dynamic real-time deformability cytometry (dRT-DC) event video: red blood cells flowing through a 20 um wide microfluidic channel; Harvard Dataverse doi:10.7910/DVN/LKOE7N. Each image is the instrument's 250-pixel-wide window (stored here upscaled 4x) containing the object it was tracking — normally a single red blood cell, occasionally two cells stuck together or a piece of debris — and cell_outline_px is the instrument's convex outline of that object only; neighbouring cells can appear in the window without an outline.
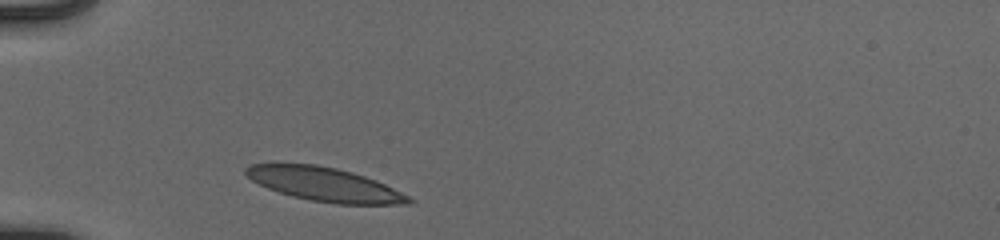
{"species": "human", "species_latin": "Homo sapiens", "temperature_condition": "cold", "stored_images_in_passage": 31, "camera_frame_rate_fps": 3000, "um_per_image_px": 0.085, "donor": {"sex": "male"}, "frame": {"image": 1, "passage_image": 1, "time_ms": 0.0, "image_size_px": [1000, 240], "cell_outline_px": [[416, 200], [408, 204], [336, 204], [312, 200], [292, 196], [268, 188], [252, 180], [244, 172], [244, 168], [252, 164], [316, 164], [336, 168], [352, 172], [376, 180]], "centroid_in_image_um": [27.6, 15.67], "position_along_channel_um": 57.4, "area_um2": 31.67}}
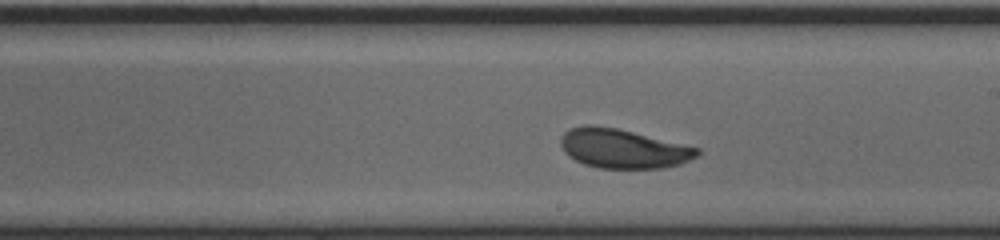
{"frame": {"image": 2, "passage_image": 16, "time_ms": 5.0, "image_size_px": [1000, 240], "cell_outline_px": [[700, 152], [696, 156], [680, 164], [660, 168], [600, 168], [584, 164], [568, 156], [564, 152], [560, 144], [560, 136], [568, 128], [584, 124], [592, 124], [616, 128], [700, 148]], "centroid_in_image_um": [52.9, 12.61], "position_along_channel_um": 236.1, "area_um2": 31.21}}
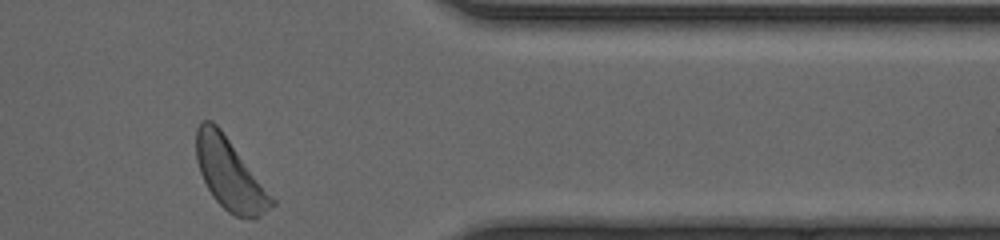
{"frame": {"image": 3, "passage_image": 29, "time_ms": 9.333, "image_size_px": [1000, 240], "cell_outline_px": [[276, 204], [256, 220], [252, 220], [236, 216], [228, 212], [212, 196], [200, 172], [196, 160], [196, 128], [200, 120], [212, 120], [220, 128], [276, 200]], "centroid_in_image_um": [19.54, 14.82], "position_along_channel_um": 391.9, "area_um2": 31.39}, "authors_computed_cell_mechanics": {"area_um2": 31.501, "velocity_mm_per_s": 3.8719, "shape_relaxation_time_tau1_ms": 2.5512, "shape_relaxation_time_tau2_ms": 0.6518, "deformation_change_tau1": 0.1299, "deformation_change_tau2": 0.0717}}